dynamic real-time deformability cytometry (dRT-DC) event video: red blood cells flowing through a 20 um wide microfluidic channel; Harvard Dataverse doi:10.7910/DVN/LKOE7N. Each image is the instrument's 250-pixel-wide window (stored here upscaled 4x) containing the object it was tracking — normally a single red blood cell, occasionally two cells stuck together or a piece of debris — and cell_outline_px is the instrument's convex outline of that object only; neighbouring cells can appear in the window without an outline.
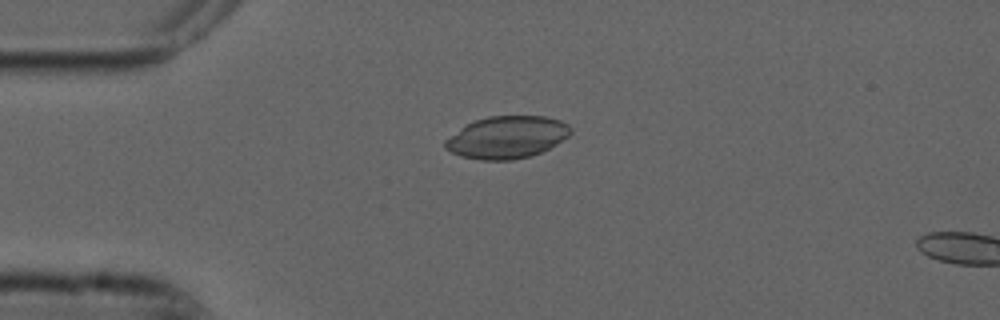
{"species": "common noctule bat (a hibernating species)", "species_latin": "Nyctalus noctula", "temperature_condition": "cold", "stored_images_in_passage": 46, "camera_frame_rate_fps": 3000, "um_per_image_px": 0.085, "animal": {"sex": "male", "forearm_length_mm": 52.5}, "frame": {"image": 1, "passage_image": 4, "time_ms": 1.0, "image_size_px": [1000, 320], "cell_outline_px": [[572, 132], [568, 136], [556, 144], [540, 152], [528, 156], [512, 160], [480, 160], [460, 156], [444, 148], [444, 140], [468, 124], [476, 120], [488, 116], [544, 116], [560, 120], [568, 124], [572, 128]], "centroid_in_image_um": [43.09, 11.67], "position_along_channel_um": 41.9, "area_um2": 30.69}}
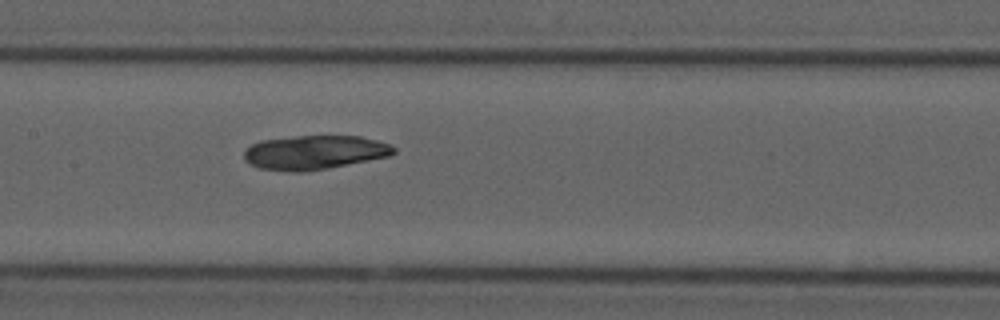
{"frame": {"image": 2, "passage_image": 17, "time_ms": 5.333, "image_size_px": [1000, 320], "cell_outline_px": [[396, 152], [388, 156], [368, 160], [324, 168], [300, 172], [296, 172], [260, 168], [244, 160], [244, 152], [252, 144], [260, 140], [296, 136], [360, 136], [392, 144], [396, 148]], "centroid_in_image_um": [26.74, 12.94], "position_along_channel_um": 180.7, "area_um2": 29.36}}
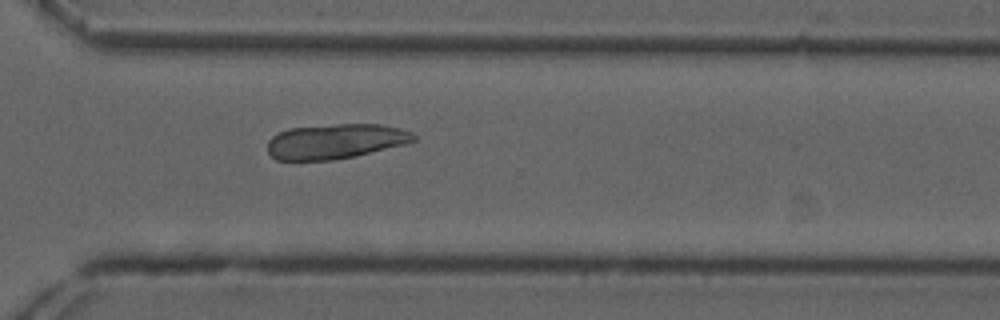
{"frame": {"image": 3, "passage_image": 30, "time_ms": 9.667, "image_size_px": [1000, 320], "cell_outline_px": [[416, 140], [408, 144], [356, 156], [332, 160], [276, 160], [268, 152], [268, 140], [272, 136], [288, 128], [336, 124], [380, 124], [400, 128], [412, 132], [416, 136]], "centroid_in_image_um": [28.55, 12.01], "position_along_channel_um": 342.1, "area_um2": 30.0}}